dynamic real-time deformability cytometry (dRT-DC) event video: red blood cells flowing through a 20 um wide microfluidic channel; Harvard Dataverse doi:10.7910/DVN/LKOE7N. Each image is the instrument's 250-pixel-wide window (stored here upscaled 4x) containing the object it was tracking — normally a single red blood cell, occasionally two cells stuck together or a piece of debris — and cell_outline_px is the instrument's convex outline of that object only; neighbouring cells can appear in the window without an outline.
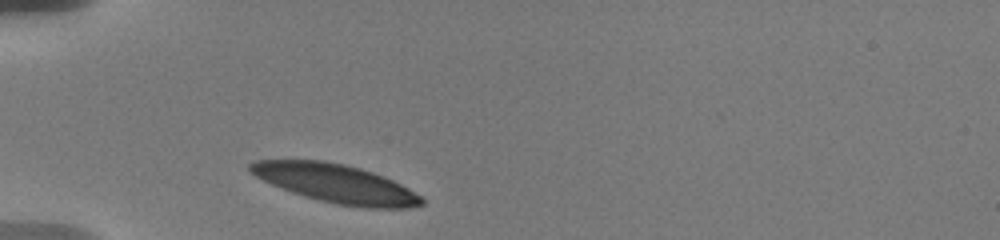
{"species": "human", "species_latin": "Homo sapiens", "temperature_condition": "warm", "stored_images_in_passage": 1, "camera_frame_rate_fps": 3000, "um_per_image_px": 0.085, "donor": {"sex": "male"}, "frame": {"image": 1, "passage_image": 1, "time_ms": 0.0, "image_size_px": [1000, 240], "cell_outline_px": [[424, 204], [408, 208], [364, 208], [336, 204], [304, 196], [292, 192], [272, 184], [248, 172], [248, 164], [256, 160], [324, 160], [344, 164], [360, 168], [384, 176], [408, 188], [420, 196], [424, 200]], "centroid_in_image_um": [28.54, 15.59], "position_along_channel_um": 56.5, "area_um2": 38.38}}